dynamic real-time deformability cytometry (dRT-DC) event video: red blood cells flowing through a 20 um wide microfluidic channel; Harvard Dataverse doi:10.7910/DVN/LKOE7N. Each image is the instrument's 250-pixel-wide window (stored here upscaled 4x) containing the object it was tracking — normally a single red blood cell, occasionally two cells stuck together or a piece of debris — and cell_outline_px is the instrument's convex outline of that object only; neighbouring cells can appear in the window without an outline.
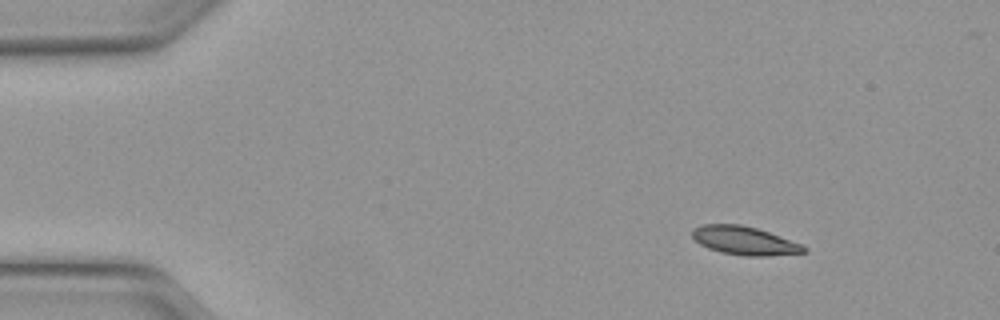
{"species": "Egyptian fruit bat (a non-hibernating species)", "species_latin": "Rousettus aegyptiacus", "temperature_condition": "warm", "stored_images_in_passage": 45, "camera_frame_rate_fps": 3000, "um_per_image_px": 0.085, "animal": {"sex": "female"}, "frame": {"image": 1, "passage_image": 1, "time_ms": 0.0, "image_size_px": [1000, 320], "cell_outline_px": [[808, 252], [768, 256], [744, 256], [720, 252], [708, 248], [700, 244], [692, 236], [692, 228], [704, 224], [740, 224], [756, 228], [804, 244], [808, 248]], "centroid_in_image_um": [63.31, 20.46], "position_along_channel_um": 21.7, "area_um2": 18.67}}
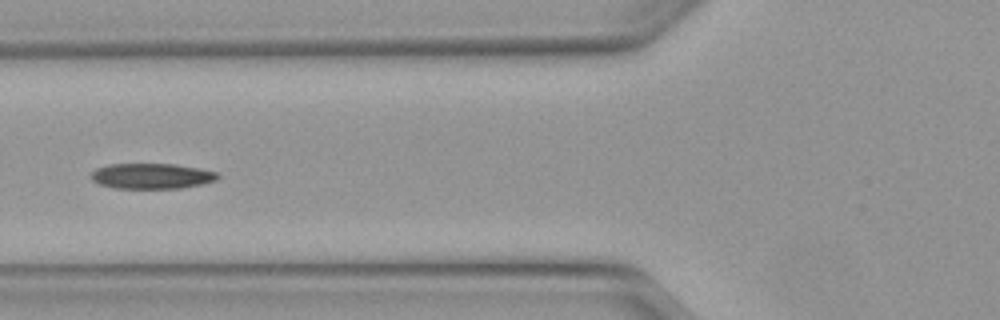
{"frame": {"image": 2, "passage_image": 14, "time_ms": 4.333, "image_size_px": [1000, 320], "cell_outline_px": [[220, 176], [216, 180], [200, 184], [180, 188], [116, 188], [100, 184], [92, 180], [92, 172], [96, 168], [108, 164], [176, 164], [200, 168], [216, 172]], "centroid_in_image_um": [12.9, 14.95], "position_along_channel_um": 112.9, "area_um2": 18.67}}
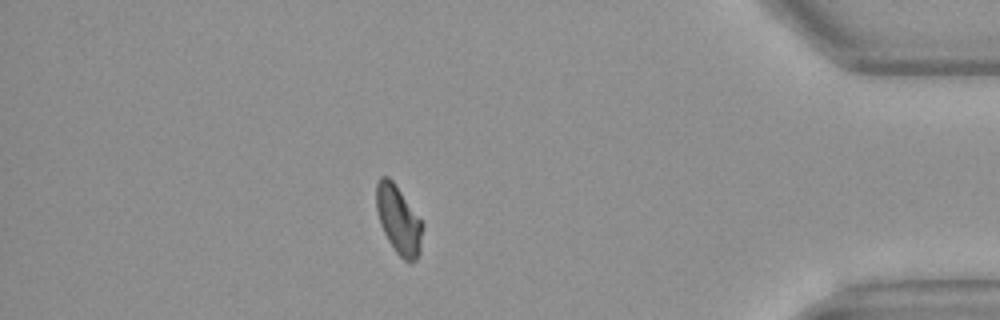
{"frame": {"image": 3, "passage_image": 38, "time_ms": 12.333, "image_size_px": [1000, 320], "cell_outline_px": [[424, 224], [420, 252], [416, 260], [412, 264], [404, 260], [396, 252], [388, 240], [380, 224], [376, 208], [376, 184], [380, 176], [388, 176], [392, 180]], "centroid_in_image_um": [33.89, 18.71], "position_along_channel_um": 401.3, "area_um2": 18.44}, "authors_computed_cell_mechanics": {"area_um2": 18.6694, "velocity_mm_per_s": 4.1208, "shape_relaxation_time_tau1_ms": 8.2353, "shape_relaxation_time_tau2_ms": null, "deformation_change_tau1": 0.1833, "deformation_change_tau2": null}}